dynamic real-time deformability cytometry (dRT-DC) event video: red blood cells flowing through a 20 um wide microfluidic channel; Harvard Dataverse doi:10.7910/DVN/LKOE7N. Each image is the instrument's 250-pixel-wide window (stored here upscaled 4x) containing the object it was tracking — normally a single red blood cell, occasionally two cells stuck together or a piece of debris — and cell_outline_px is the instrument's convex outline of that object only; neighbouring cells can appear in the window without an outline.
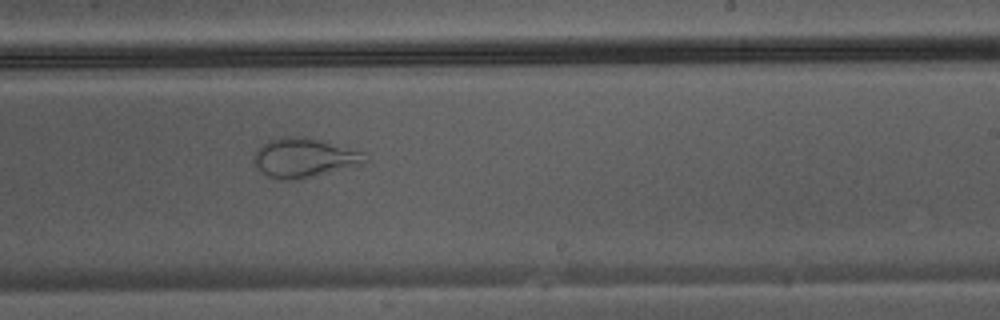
{"species": "Egyptian fruit bat (a non-hibernating species)", "species_latin": "Rousettus aegyptiacus", "temperature_condition": "warm", "stored_images_in_passage": 27, "camera_frame_rate_fps": 3000, "um_per_image_px": 0.085, "animal": {"sex": "male"}, "frame": {"image": 1, "passage_image": 16, "time_ms": 5.0, "image_size_px": [1000, 320], "cell_outline_px": [[364, 164], [296, 180], [284, 180], [268, 176], [260, 172], [252, 164], [252, 156], [256, 148], [268, 140], [284, 136], [304, 136], [320, 140], [360, 152], [364, 160]], "centroid_in_image_um": [25.7, 13.41], "position_along_channel_um": 263.3, "area_um2": 25.32}}